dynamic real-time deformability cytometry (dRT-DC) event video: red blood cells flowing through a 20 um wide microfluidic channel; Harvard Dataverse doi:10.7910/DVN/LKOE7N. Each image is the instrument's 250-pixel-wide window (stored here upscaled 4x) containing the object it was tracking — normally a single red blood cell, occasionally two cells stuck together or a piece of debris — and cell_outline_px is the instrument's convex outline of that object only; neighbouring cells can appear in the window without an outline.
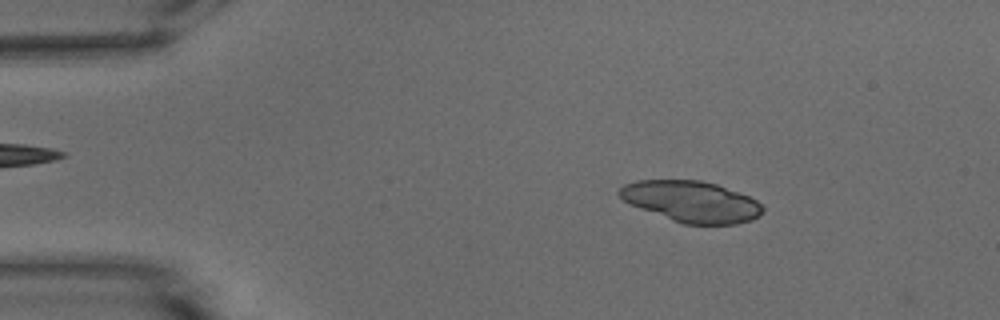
{"species": "common noctule bat (a hibernating species)", "species_latin": "Nyctalus noctula", "temperature_condition": "warm", "stored_images_in_passage": 10, "camera_frame_rate_fps": 3000, "um_per_image_px": 0.085, "animal": {"sex": "male", "body_mass_g": 15.6}, "frame": {"image": 1, "passage_image": 8, "time_ms": 2.333, "image_size_px": [1000, 320], "cell_outline_px": [[764, 208], [760, 216], [752, 220], [736, 224], [684, 224], [672, 220], [640, 208], [624, 200], [616, 192], [624, 184], [636, 180], [700, 180], [716, 184], [748, 196], [756, 200]], "centroid_in_image_um": [58.77, 17.13], "position_along_channel_um": 26.2, "area_um2": 34.1}}